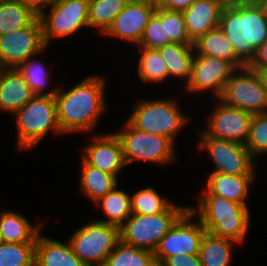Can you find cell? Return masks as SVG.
Instances as JSON below:
<instances>
[{
  "mask_svg": "<svg viewBox=\"0 0 267 266\" xmlns=\"http://www.w3.org/2000/svg\"><path fill=\"white\" fill-rule=\"evenodd\" d=\"M199 132V149H206L214 162L213 172L229 175H256L255 160L245 145L233 141L216 139Z\"/></svg>",
  "mask_w": 267,
  "mask_h": 266,
  "instance_id": "8fae6325",
  "label": "cell"
},
{
  "mask_svg": "<svg viewBox=\"0 0 267 266\" xmlns=\"http://www.w3.org/2000/svg\"><path fill=\"white\" fill-rule=\"evenodd\" d=\"M208 116V127L202 130L207 136L246 144L253 114L218 101Z\"/></svg>",
  "mask_w": 267,
  "mask_h": 266,
  "instance_id": "5bb4252c",
  "label": "cell"
},
{
  "mask_svg": "<svg viewBox=\"0 0 267 266\" xmlns=\"http://www.w3.org/2000/svg\"><path fill=\"white\" fill-rule=\"evenodd\" d=\"M119 241V227L97 220L79 227L68 240L86 266H103Z\"/></svg>",
  "mask_w": 267,
  "mask_h": 266,
  "instance_id": "ba28073f",
  "label": "cell"
},
{
  "mask_svg": "<svg viewBox=\"0 0 267 266\" xmlns=\"http://www.w3.org/2000/svg\"><path fill=\"white\" fill-rule=\"evenodd\" d=\"M92 143L83 150V159L91 166L114 175L126 165L119 138L115 133L91 136Z\"/></svg>",
  "mask_w": 267,
  "mask_h": 266,
  "instance_id": "e0dca14e",
  "label": "cell"
},
{
  "mask_svg": "<svg viewBox=\"0 0 267 266\" xmlns=\"http://www.w3.org/2000/svg\"><path fill=\"white\" fill-rule=\"evenodd\" d=\"M225 5L223 0H196L182 11L185 29L192 42L219 26Z\"/></svg>",
  "mask_w": 267,
  "mask_h": 266,
  "instance_id": "ac0fdd59",
  "label": "cell"
},
{
  "mask_svg": "<svg viewBox=\"0 0 267 266\" xmlns=\"http://www.w3.org/2000/svg\"><path fill=\"white\" fill-rule=\"evenodd\" d=\"M141 52L138 76L144 83L162 82L169 77L167 65L158 49L138 47Z\"/></svg>",
  "mask_w": 267,
  "mask_h": 266,
  "instance_id": "4dcf8cb0",
  "label": "cell"
},
{
  "mask_svg": "<svg viewBox=\"0 0 267 266\" xmlns=\"http://www.w3.org/2000/svg\"><path fill=\"white\" fill-rule=\"evenodd\" d=\"M26 4L30 5L37 13L49 6L54 0H23Z\"/></svg>",
  "mask_w": 267,
  "mask_h": 266,
  "instance_id": "60d3db41",
  "label": "cell"
},
{
  "mask_svg": "<svg viewBox=\"0 0 267 266\" xmlns=\"http://www.w3.org/2000/svg\"><path fill=\"white\" fill-rule=\"evenodd\" d=\"M105 78L88 76L67 92L55 95L57 121L62 134L92 130L106 111Z\"/></svg>",
  "mask_w": 267,
  "mask_h": 266,
  "instance_id": "6da1fadb",
  "label": "cell"
},
{
  "mask_svg": "<svg viewBox=\"0 0 267 266\" xmlns=\"http://www.w3.org/2000/svg\"><path fill=\"white\" fill-rule=\"evenodd\" d=\"M130 0H89V27L104 34Z\"/></svg>",
  "mask_w": 267,
  "mask_h": 266,
  "instance_id": "f546056e",
  "label": "cell"
},
{
  "mask_svg": "<svg viewBox=\"0 0 267 266\" xmlns=\"http://www.w3.org/2000/svg\"><path fill=\"white\" fill-rule=\"evenodd\" d=\"M156 8L157 5L148 0H130L104 35L121 38L138 45Z\"/></svg>",
  "mask_w": 267,
  "mask_h": 266,
  "instance_id": "2e32d148",
  "label": "cell"
},
{
  "mask_svg": "<svg viewBox=\"0 0 267 266\" xmlns=\"http://www.w3.org/2000/svg\"><path fill=\"white\" fill-rule=\"evenodd\" d=\"M81 160L80 189L95 203L118 185V179L114 175L89 165L83 158Z\"/></svg>",
  "mask_w": 267,
  "mask_h": 266,
  "instance_id": "4316f807",
  "label": "cell"
},
{
  "mask_svg": "<svg viewBox=\"0 0 267 266\" xmlns=\"http://www.w3.org/2000/svg\"><path fill=\"white\" fill-rule=\"evenodd\" d=\"M35 96L17 69L4 68L0 76V110L15 113Z\"/></svg>",
  "mask_w": 267,
  "mask_h": 266,
  "instance_id": "d6986e66",
  "label": "cell"
},
{
  "mask_svg": "<svg viewBox=\"0 0 267 266\" xmlns=\"http://www.w3.org/2000/svg\"><path fill=\"white\" fill-rule=\"evenodd\" d=\"M38 13L23 0L0 1V35L28 26Z\"/></svg>",
  "mask_w": 267,
  "mask_h": 266,
  "instance_id": "cb8c5ba5",
  "label": "cell"
},
{
  "mask_svg": "<svg viewBox=\"0 0 267 266\" xmlns=\"http://www.w3.org/2000/svg\"><path fill=\"white\" fill-rule=\"evenodd\" d=\"M199 198L197 208L189 207V210L197 215L205 230L242 244L250 224L249 206L211 193Z\"/></svg>",
  "mask_w": 267,
  "mask_h": 266,
  "instance_id": "3957f363",
  "label": "cell"
},
{
  "mask_svg": "<svg viewBox=\"0 0 267 266\" xmlns=\"http://www.w3.org/2000/svg\"><path fill=\"white\" fill-rule=\"evenodd\" d=\"M159 266H202V263L199 254H180L166 258Z\"/></svg>",
  "mask_w": 267,
  "mask_h": 266,
  "instance_id": "74e56055",
  "label": "cell"
},
{
  "mask_svg": "<svg viewBox=\"0 0 267 266\" xmlns=\"http://www.w3.org/2000/svg\"><path fill=\"white\" fill-rule=\"evenodd\" d=\"M245 147L254 159L267 154V112L253 114Z\"/></svg>",
  "mask_w": 267,
  "mask_h": 266,
  "instance_id": "d590c367",
  "label": "cell"
},
{
  "mask_svg": "<svg viewBox=\"0 0 267 266\" xmlns=\"http://www.w3.org/2000/svg\"><path fill=\"white\" fill-rule=\"evenodd\" d=\"M207 179L205 193H211L232 200L244 206H248L246 199L250 186L256 175H229L213 172Z\"/></svg>",
  "mask_w": 267,
  "mask_h": 266,
  "instance_id": "ffe728a7",
  "label": "cell"
},
{
  "mask_svg": "<svg viewBox=\"0 0 267 266\" xmlns=\"http://www.w3.org/2000/svg\"><path fill=\"white\" fill-rule=\"evenodd\" d=\"M131 197V213L141 215H154L164 212L172 203L161 197L152 188H142Z\"/></svg>",
  "mask_w": 267,
  "mask_h": 266,
  "instance_id": "1f68e13d",
  "label": "cell"
},
{
  "mask_svg": "<svg viewBox=\"0 0 267 266\" xmlns=\"http://www.w3.org/2000/svg\"><path fill=\"white\" fill-rule=\"evenodd\" d=\"M234 243L237 242L205 231L199 248L202 266H229Z\"/></svg>",
  "mask_w": 267,
  "mask_h": 266,
  "instance_id": "484cf974",
  "label": "cell"
},
{
  "mask_svg": "<svg viewBox=\"0 0 267 266\" xmlns=\"http://www.w3.org/2000/svg\"><path fill=\"white\" fill-rule=\"evenodd\" d=\"M14 114L17 126L16 140L21 150L35 147L48 132L62 134L57 121L55 96L35 95Z\"/></svg>",
  "mask_w": 267,
  "mask_h": 266,
  "instance_id": "277c9868",
  "label": "cell"
},
{
  "mask_svg": "<svg viewBox=\"0 0 267 266\" xmlns=\"http://www.w3.org/2000/svg\"><path fill=\"white\" fill-rule=\"evenodd\" d=\"M94 204L101 206L108 217L97 221L120 227L131 215V197L126 192L117 189V185Z\"/></svg>",
  "mask_w": 267,
  "mask_h": 266,
  "instance_id": "83f0119b",
  "label": "cell"
},
{
  "mask_svg": "<svg viewBox=\"0 0 267 266\" xmlns=\"http://www.w3.org/2000/svg\"><path fill=\"white\" fill-rule=\"evenodd\" d=\"M148 1L158 6L163 0H148Z\"/></svg>",
  "mask_w": 267,
  "mask_h": 266,
  "instance_id": "7bdbcfd3",
  "label": "cell"
},
{
  "mask_svg": "<svg viewBox=\"0 0 267 266\" xmlns=\"http://www.w3.org/2000/svg\"><path fill=\"white\" fill-rule=\"evenodd\" d=\"M249 67L262 75L267 76V39L257 49L256 56L250 63Z\"/></svg>",
  "mask_w": 267,
  "mask_h": 266,
  "instance_id": "f35d334b",
  "label": "cell"
},
{
  "mask_svg": "<svg viewBox=\"0 0 267 266\" xmlns=\"http://www.w3.org/2000/svg\"><path fill=\"white\" fill-rule=\"evenodd\" d=\"M3 69H4V67L0 64V76H1Z\"/></svg>",
  "mask_w": 267,
  "mask_h": 266,
  "instance_id": "ee69618b",
  "label": "cell"
},
{
  "mask_svg": "<svg viewBox=\"0 0 267 266\" xmlns=\"http://www.w3.org/2000/svg\"><path fill=\"white\" fill-rule=\"evenodd\" d=\"M36 243H0V266H35Z\"/></svg>",
  "mask_w": 267,
  "mask_h": 266,
  "instance_id": "836d02e7",
  "label": "cell"
},
{
  "mask_svg": "<svg viewBox=\"0 0 267 266\" xmlns=\"http://www.w3.org/2000/svg\"><path fill=\"white\" fill-rule=\"evenodd\" d=\"M195 1L196 0H163L158 7L182 12L190 7Z\"/></svg>",
  "mask_w": 267,
  "mask_h": 266,
  "instance_id": "ab89813d",
  "label": "cell"
},
{
  "mask_svg": "<svg viewBox=\"0 0 267 266\" xmlns=\"http://www.w3.org/2000/svg\"><path fill=\"white\" fill-rule=\"evenodd\" d=\"M34 56L28 58L25 62H22L17 69L22 73L25 82L31 88L35 95H49L55 96L58 88L48 92H44L46 83H48V72L42 63L33 60Z\"/></svg>",
  "mask_w": 267,
  "mask_h": 266,
  "instance_id": "e575fe53",
  "label": "cell"
},
{
  "mask_svg": "<svg viewBox=\"0 0 267 266\" xmlns=\"http://www.w3.org/2000/svg\"><path fill=\"white\" fill-rule=\"evenodd\" d=\"M168 69L169 77L190 81L192 60L195 54L193 44L171 43L158 49Z\"/></svg>",
  "mask_w": 267,
  "mask_h": 266,
  "instance_id": "d4e9b609",
  "label": "cell"
},
{
  "mask_svg": "<svg viewBox=\"0 0 267 266\" xmlns=\"http://www.w3.org/2000/svg\"><path fill=\"white\" fill-rule=\"evenodd\" d=\"M223 1L225 2V4L265 2V0H223Z\"/></svg>",
  "mask_w": 267,
  "mask_h": 266,
  "instance_id": "b9f144b4",
  "label": "cell"
},
{
  "mask_svg": "<svg viewBox=\"0 0 267 266\" xmlns=\"http://www.w3.org/2000/svg\"><path fill=\"white\" fill-rule=\"evenodd\" d=\"M103 266H157L154 253L119 241Z\"/></svg>",
  "mask_w": 267,
  "mask_h": 266,
  "instance_id": "f1b7e54d",
  "label": "cell"
},
{
  "mask_svg": "<svg viewBox=\"0 0 267 266\" xmlns=\"http://www.w3.org/2000/svg\"><path fill=\"white\" fill-rule=\"evenodd\" d=\"M35 266H86L69 242L61 243L39 233L35 246Z\"/></svg>",
  "mask_w": 267,
  "mask_h": 266,
  "instance_id": "44dd1931",
  "label": "cell"
},
{
  "mask_svg": "<svg viewBox=\"0 0 267 266\" xmlns=\"http://www.w3.org/2000/svg\"><path fill=\"white\" fill-rule=\"evenodd\" d=\"M188 209L172 203L164 212L154 215L131 213L119 227L120 241L154 253L161 238Z\"/></svg>",
  "mask_w": 267,
  "mask_h": 266,
  "instance_id": "5b68a950",
  "label": "cell"
},
{
  "mask_svg": "<svg viewBox=\"0 0 267 266\" xmlns=\"http://www.w3.org/2000/svg\"><path fill=\"white\" fill-rule=\"evenodd\" d=\"M195 54L213 56L230 62L236 69L246 65L237 57L233 44L218 26L193 42Z\"/></svg>",
  "mask_w": 267,
  "mask_h": 266,
  "instance_id": "7402d4cb",
  "label": "cell"
},
{
  "mask_svg": "<svg viewBox=\"0 0 267 266\" xmlns=\"http://www.w3.org/2000/svg\"><path fill=\"white\" fill-rule=\"evenodd\" d=\"M171 43H173L171 39H166L165 9L157 6L144 29L139 44L136 46L159 49Z\"/></svg>",
  "mask_w": 267,
  "mask_h": 266,
  "instance_id": "d6a6232c",
  "label": "cell"
},
{
  "mask_svg": "<svg viewBox=\"0 0 267 266\" xmlns=\"http://www.w3.org/2000/svg\"><path fill=\"white\" fill-rule=\"evenodd\" d=\"M24 215L15 211H6L0 216V234L7 243H36L42 224L32 226Z\"/></svg>",
  "mask_w": 267,
  "mask_h": 266,
  "instance_id": "603a6c76",
  "label": "cell"
},
{
  "mask_svg": "<svg viewBox=\"0 0 267 266\" xmlns=\"http://www.w3.org/2000/svg\"><path fill=\"white\" fill-rule=\"evenodd\" d=\"M237 69L213 56L194 54L190 81L184 85L189 93L211 91L219 98L225 83Z\"/></svg>",
  "mask_w": 267,
  "mask_h": 266,
  "instance_id": "9a60e30c",
  "label": "cell"
},
{
  "mask_svg": "<svg viewBox=\"0 0 267 266\" xmlns=\"http://www.w3.org/2000/svg\"><path fill=\"white\" fill-rule=\"evenodd\" d=\"M49 6L48 14L44 10L38 13L46 47L54 37H68L89 27V0H54Z\"/></svg>",
  "mask_w": 267,
  "mask_h": 266,
  "instance_id": "30bf717a",
  "label": "cell"
},
{
  "mask_svg": "<svg viewBox=\"0 0 267 266\" xmlns=\"http://www.w3.org/2000/svg\"><path fill=\"white\" fill-rule=\"evenodd\" d=\"M218 99L252 114L265 113L267 112L266 76L249 66L237 69L225 83Z\"/></svg>",
  "mask_w": 267,
  "mask_h": 266,
  "instance_id": "52a82bcc",
  "label": "cell"
},
{
  "mask_svg": "<svg viewBox=\"0 0 267 266\" xmlns=\"http://www.w3.org/2000/svg\"><path fill=\"white\" fill-rule=\"evenodd\" d=\"M115 134L122 146L126 165L134 160L149 161L159 164L174 161L175 142L167 137L151 134L135 128L129 121Z\"/></svg>",
  "mask_w": 267,
  "mask_h": 266,
  "instance_id": "9c48e42d",
  "label": "cell"
},
{
  "mask_svg": "<svg viewBox=\"0 0 267 266\" xmlns=\"http://www.w3.org/2000/svg\"><path fill=\"white\" fill-rule=\"evenodd\" d=\"M219 27L230 39L237 57L249 66L267 39V5L265 2L226 4Z\"/></svg>",
  "mask_w": 267,
  "mask_h": 266,
  "instance_id": "7a4b0ae2",
  "label": "cell"
},
{
  "mask_svg": "<svg viewBox=\"0 0 267 266\" xmlns=\"http://www.w3.org/2000/svg\"><path fill=\"white\" fill-rule=\"evenodd\" d=\"M165 30L166 39L173 43L193 44L187 35L182 12L165 9Z\"/></svg>",
  "mask_w": 267,
  "mask_h": 266,
  "instance_id": "8d00e7d4",
  "label": "cell"
},
{
  "mask_svg": "<svg viewBox=\"0 0 267 266\" xmlns=\"http://www.w3.org/2000/svg\"><path fill=\"white\" fill-rule=\"evenodd\" d=\"M192 218L195 216L188 209L161 238L154 252L157 266L166 258L175 255L199 254L201 238L206 230L199 219L196 223Z\"/></svg>",
  "mask_w": 267,
  "mask_h": 266,
  "instance_id": "7c38bea8",
  "label": "cell"
},
{
  "mask_svg": "<svg viewBox=\"0 0 267 266\" xmlns=\"http://www.w3.org/2000/svg\"><path fill=\"white\" fill-rule=\"evenodd\" d=\"M46 48L42 23L37 16L28 26L0 35V64L4 68L18 67L22 62Z\"/></svg>",
  "mask_w": 267,
  "mask_h": 266,
  "instance_id": "4fadbf2b",
  "label": "cell"
},
{
  "mask_svg": "<svg viewBox=\"0 0 267 266\" xmlns=\"http://www.w3.org/2000/svg\"><path fill=\"white\" fill-rule=\"evenodd\" d=\"M169 99L137 101L133 113L127 119L135 128L175 141L176 134L189 118Z\"/></svg>",
  "mask_w": 267,
  "mask_h": 266,
  "instance_id": "8992f818",
  "label": "cell"
}]
</instances>
